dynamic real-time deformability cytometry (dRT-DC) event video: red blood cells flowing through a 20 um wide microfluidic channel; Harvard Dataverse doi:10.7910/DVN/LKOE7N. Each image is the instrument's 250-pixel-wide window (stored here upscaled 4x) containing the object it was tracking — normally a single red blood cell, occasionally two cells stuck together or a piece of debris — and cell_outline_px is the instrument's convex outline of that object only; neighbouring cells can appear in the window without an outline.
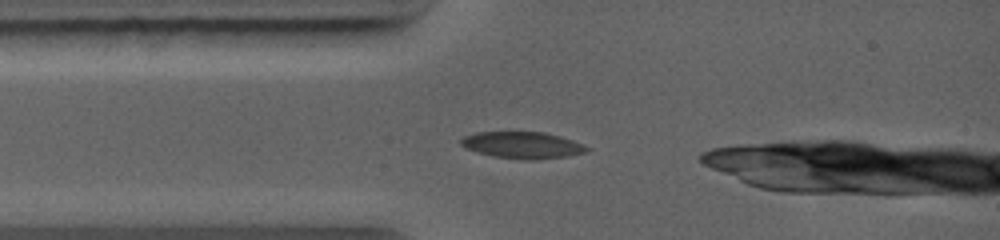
{"species": "common noctule bat (a hibernating species)", "species_latin": "Nyctalus noctula", "temperature_condition": "warm", "stored_images_in_passage": 1, "camera_frame_rate_fps": 5000, "um_per_image_px": 0.085, "animal": {"sex": "female", "body_mass_g": 19.0, "forearm_length_mm": 56.7}, "frame": {"image": 1, "passage_image": 1, "time_ms": 0.0, "image_size_px": [1000, 240], "cell_outline_px": [[592, 148], [588, 152], [568, 156], [536, 160], [524, 160], [492, 156], [476, 152], [464, 148], [460, 144], [460, 140], [464, 136], [476, 132], [544, 132], [560, 136], [572, 140]], "centroid_in_image_um": [44.41, 12.34], "position_along_channel_um": 40.6, "area_um2": 19.83}}